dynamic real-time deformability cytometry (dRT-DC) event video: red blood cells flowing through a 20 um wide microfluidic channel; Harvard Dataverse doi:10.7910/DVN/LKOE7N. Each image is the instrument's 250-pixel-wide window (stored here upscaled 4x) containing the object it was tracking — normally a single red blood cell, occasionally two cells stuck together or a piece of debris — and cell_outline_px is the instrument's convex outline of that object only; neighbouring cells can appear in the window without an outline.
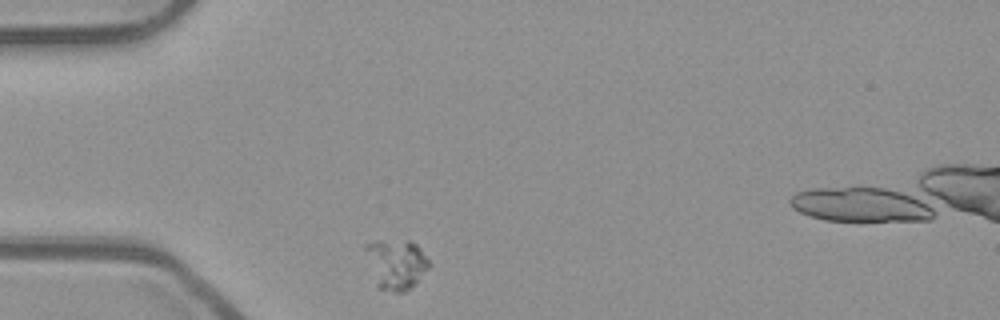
{"species": "common noctule bat (a hibernating species)", "species_latin": "Nyctalus noctula", "temperature_condition": "room temperature", "stored_images_in_passage": 6, "camera_frame_rate_fps": 3000, "um_per_image_px": 0.085, "animal": {"sex": "male", "body_mass_g": 23.1, "forearm_length_mm": 52.7}, "frame": {"image": 1, "passage_image": 1, "time_ms": 0.0, "image_size_px": [1000, 320], "cell_outline_px": [[428, 268], [404, 292], [396, 292], [380, 288], [376, 284], [364, 248], [364, 244], [376, 240], [412, 240], [420, 248], [428, 260]], "centroid_in_image_um": [33.63, 22.39], "position_along_channel_um": 51.4, "area_um2": 18.09}}